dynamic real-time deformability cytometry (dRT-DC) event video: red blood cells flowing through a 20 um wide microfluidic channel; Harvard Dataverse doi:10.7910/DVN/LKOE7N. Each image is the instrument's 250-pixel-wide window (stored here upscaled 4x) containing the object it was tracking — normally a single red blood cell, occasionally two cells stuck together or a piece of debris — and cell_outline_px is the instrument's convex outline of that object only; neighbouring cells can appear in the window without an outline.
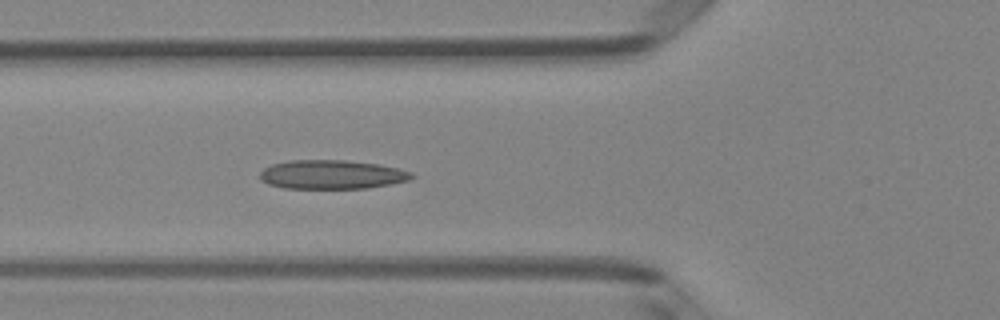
{"species": "Egyptian fruit bat (a non-hibernating species)", "species_latin": "Rousettus aegyptiacus", "temperature_condition": "room temperature", "stored_images_in_passage": 4, "camera_frame_rate_fps": 3000, "um_per_image_px": 0.085, "animal": {"sex": "female"}, "frame": {"image": 1, "passage_image": 4, "time_ms": 1.0, "image_size_px": [1000, 320], "cell_outline_px": [[416, 176], [408, 180], [368, 188], [284, 188], [268, 184], [260, 180], [260, 172], [264, 168], [272, 164], [288, 160], [344, 160], [380, 164], [412, 172]], "centroid_in_image_um": [28.18, 14.83], "position_along_channel_um": 97.6, "area_um2": 25.61}}